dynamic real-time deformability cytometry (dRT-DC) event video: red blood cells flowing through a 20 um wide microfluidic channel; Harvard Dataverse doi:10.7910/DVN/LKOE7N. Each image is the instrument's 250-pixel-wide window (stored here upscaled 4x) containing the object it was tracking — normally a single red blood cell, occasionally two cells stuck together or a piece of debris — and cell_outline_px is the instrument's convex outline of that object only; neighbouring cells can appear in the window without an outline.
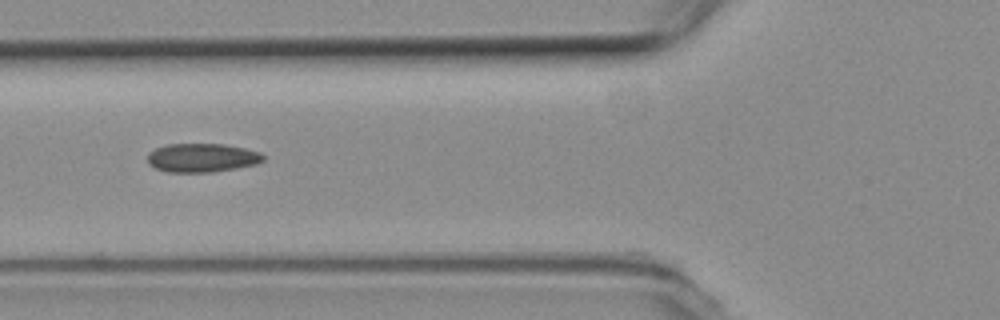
{"species": "common noctule bat (a hibernating species)", "species_latin": "Nyctalus noctula", "temperature_condition": "room temperature", "stored_images_in_passage": 38, "segment_of_instrument_passage": [1, 2], "camera_frame_rate_fps": 3000, "um_per_image_px": 0.085, "animal": {"sex": "female", "body_mass_g": 19.3, "forearm_length_mm": 54.1}, "frame": {"image": 1, "passage_image": 3, "time_ms": 0.667, "image_size_px": [1000, 320], "cell_outline_px": [[264, 160], [256, 164], [236, 168], [212, 172], [168, 172], [156, 168], [148, 164], [148, 152], [156, 148], [168, 144], [224, 144], [244, 148], [260, 152], [264, 156]], "centroid_in_image_um": [17.16, 13.41], "position_along_channel_um": 108.6, "area_um2": 19.36}}
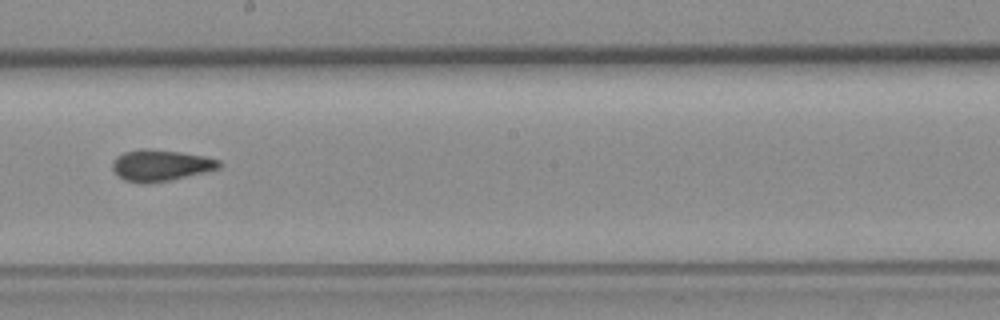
{"frame": {"image": 2, "passage_image": 13, "time_ms": 4.0, "image_size_px": [1000, 320], "cell_outline_px": [[220, 168], [204, 172], [168, 180], [148, 184], [144, 184], [124, 180], [112, 168], [112, 164], [116, 156], [124, 152], [140, 148], [148, 148], [180, 152], [204, 156], [220, 160]], "centroid_in_image_um": [13.63, 14.04], "position_along_channel_um": 234.6, "area_um2": 19.36}}
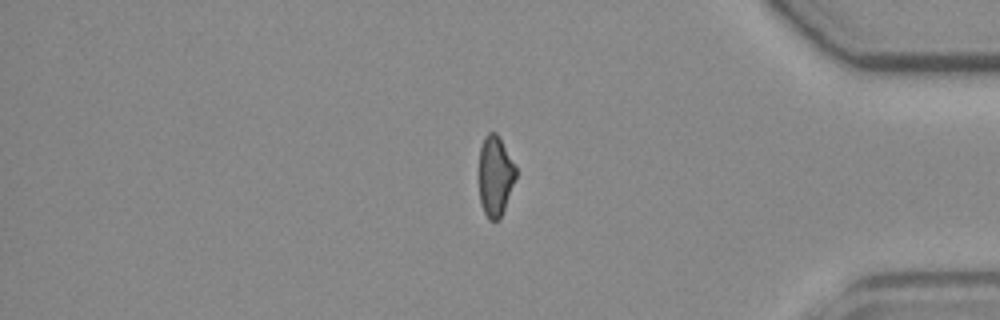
{"frame": {"image": 3, "passage_image": 28, "time_ms": 9.0, "image_size_px": [1000, 320], "cell_outline_px": [[516, 176], [500, 220], [488, 220], [480, 204], [480, 148], [484, 136], [488, 132], [496, 132], [516, 168]], "centroid_in_image_um": [42.08, 14.98], "position_along_channel_um": 393.1, "area_um2": 16.94}}